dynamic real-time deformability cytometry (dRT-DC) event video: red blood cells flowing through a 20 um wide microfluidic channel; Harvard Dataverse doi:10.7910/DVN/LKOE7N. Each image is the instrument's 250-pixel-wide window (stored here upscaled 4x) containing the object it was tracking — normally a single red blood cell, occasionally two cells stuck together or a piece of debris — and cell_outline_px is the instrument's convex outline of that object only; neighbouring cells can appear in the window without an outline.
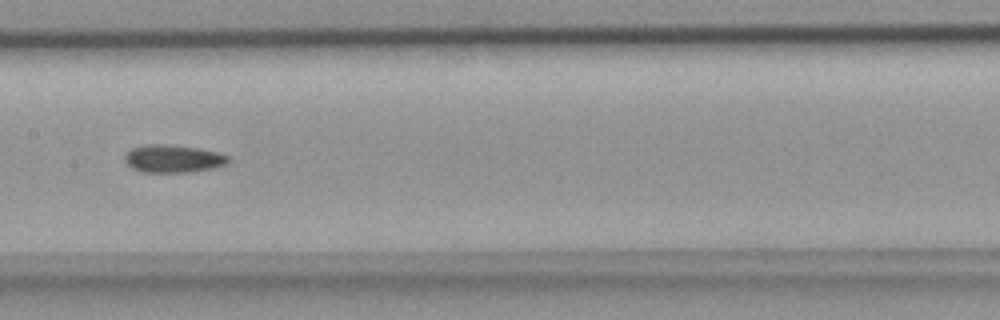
{"species": "common noctule bat (a hibernating species)", "species_latin": "Nyctalus noctula", "temperature_condition": "room temperature", "stored_images_in_passage": 30, "segment_of_instrument_passage": [2, 2], "camera_frame_rate_fps": 3000, "um_per_image_px": 0.085, "animal": {"sex": "female", "body_mass_g": 18.4}, "frame": {"image": 1, "passage_image": 23, "time_ms": 7.333, "image_size_px": [1000, 320], "cell_outline_px": [[228, 164], [212, 168], [192, 172], [144, 172], [132, 168], [124, 160], [124, 156], [132, 148], [148, 144], [164, 144], [196, 148], [216, 152], [228, 156]], "centroid_in_image_um": [14.7, 13.49], "position_along_channel_um": 192.7, "area_um2": 16.53}}
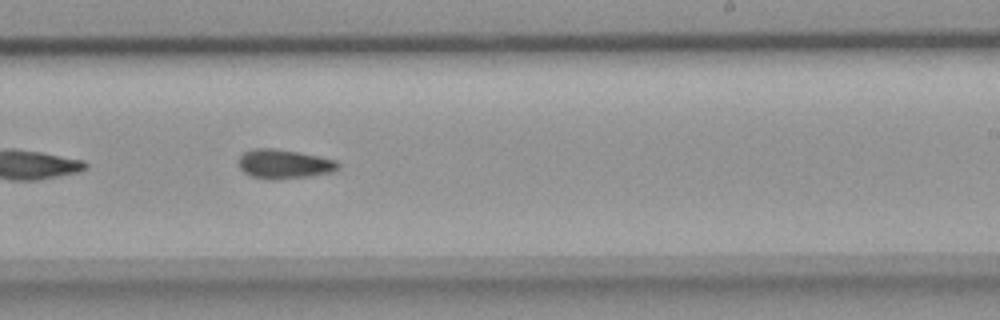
{"frame": {"image": 2, "passage_image": 28, "time_ms": 9.0, "image_size_px": [1000, 320], "cell_outline_px": [[340, 168], [332, 172], [308, 176], [272, 180], [268, 180], [252, 176], [244, 172], [240, 168], [240, 156], [244, 152], [256, 148], [272, 148], [320, 156], [336, 160], [340, 164]], "centroid_in_image_um": [24.17, 13.95], "position_along_channel_um": 264.8, "area_um2": 16.82}}